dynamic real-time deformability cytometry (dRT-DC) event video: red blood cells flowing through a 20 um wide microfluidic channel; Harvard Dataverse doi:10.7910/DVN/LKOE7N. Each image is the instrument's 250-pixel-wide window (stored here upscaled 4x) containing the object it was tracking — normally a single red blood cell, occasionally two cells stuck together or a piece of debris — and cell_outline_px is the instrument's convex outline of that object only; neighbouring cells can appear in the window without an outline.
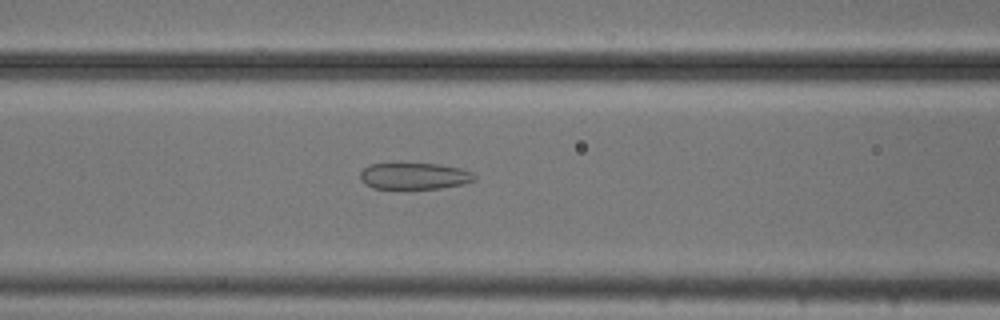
{"species": "common noctule bat (a hibernating species)", "species_latin": "Nyctalus noctula", "temperature_condition": "cold", "stored_images_in_passage": 34, "camera_frame_rate_fps": 3000, "um_per_image_px": 0.085, "animal": {"sex": "male", "body_mass_g": 20.5, "forearm_length_mm": 52.5}, "frame": {"image": 1, "passage_image": 8, "time_ms": 2.333, "image_size_px": [1000, 320], "cell_outline_px": [[476, 180], [460, 184], [440, 188], [372, 188], [360, 180], [360, 172], [368, 164], [400, 160], [440, 164], [460, 168], [472, 172], [476, 176]], "centroid_in_image_um": [35.15, 14.89], "position_along_channel_um": 131.4, "area_um2": 18.5}}
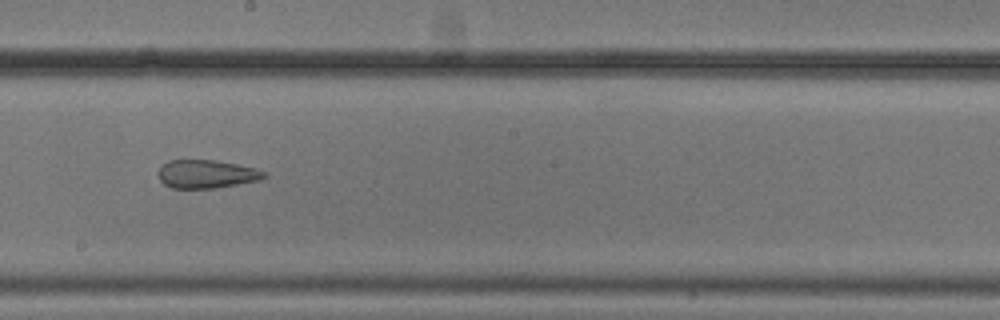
{"frame": {"image": 2, "passage_image": 16, "time_ms": 5.0, "image_size_px": [1000, 320], "cell_outline_px": [[268, 176], [260, 180], [216, 188], [172, 188], [164, 184], [160, 180], [156, 172], [160, 164], [168, 160], [212, 160], [236, 164], [256, 168], [264, 172]], "centroid_in_image_um": [17.5, 14.79], "position_along_channel_um": 230.7, "area_um2": 17.63}}
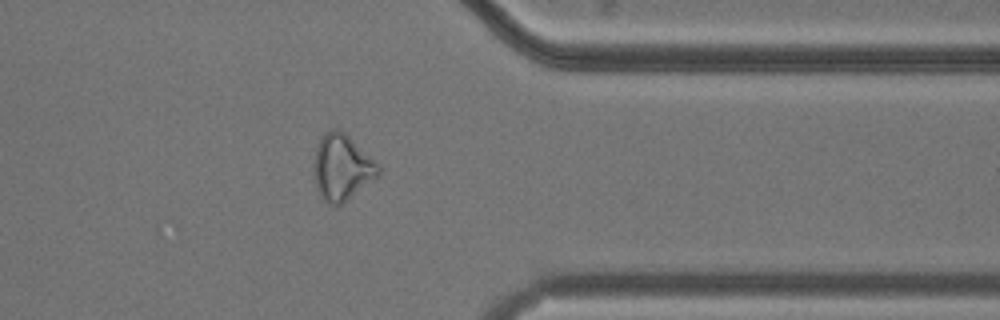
{"frame": {"image": 3, "passage_image": 29, "time_ms": 9.333, "image_size_px": [1000, 320], "cell_outline_px": [[380, 176], [340, 204], [328, 204], [320, 196], [312, 172], [312, 164], [316, 148], [324, 132], [332, 128], [336, 128], [344, 132], [380, 164]], "centroid_in_image_um": [29.06, 14.21], "position_along_channel_um": 382.3, "area_um2": 24.97}, "authors_computed_cell_mechanics": {"area_um2": 18.9006, "velocity_mm_per_s": 3.7134, "shape_relaxation_time_tau1_ms": null, "shape_relaxation_time_tau2_ms": 2.1294, "deformation_change_tau1": null, "deformation_change_tau2": 0.0996}}